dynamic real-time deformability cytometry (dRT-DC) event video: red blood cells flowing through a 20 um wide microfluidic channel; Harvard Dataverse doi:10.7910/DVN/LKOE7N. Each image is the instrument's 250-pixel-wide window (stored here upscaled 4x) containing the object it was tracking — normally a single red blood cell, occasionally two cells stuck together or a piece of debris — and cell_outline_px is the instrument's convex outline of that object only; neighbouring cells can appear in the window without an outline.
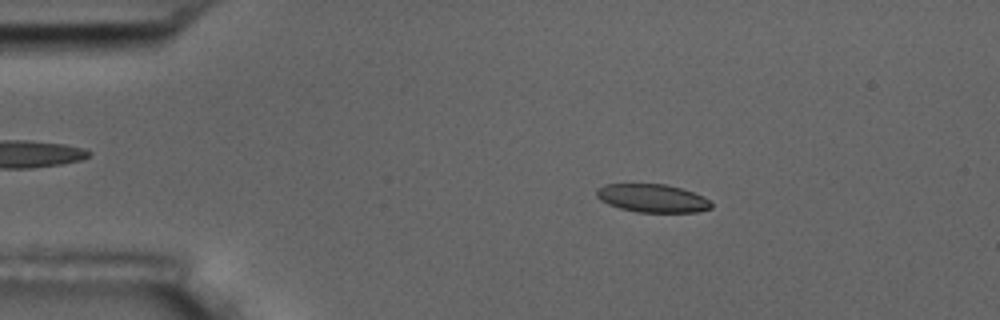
{"species": "common noctule bat (a hibernating species)", "species_latin": "Nyctalus noctula", "temperature_condition": "room temperature", "stored_images_in_passage": 56, "camera_frame_rate_fps": 3000, "um_per_image_px": 0.085, "animal": {"sex": "male", "body_mass_g": 17.5, "forearm_length_mm": 52.3}, "frame": {"image": 1, "passage_image": 10, "time_ms": 3.0, "image_size_px": [1000, 320], "cell_outline_px": [[712, 208], [696, 212], [636, 212], [620, 208], [608, 204], [600, 200], [596, 196], [596, 188], [604, 184], [664, 184], [680, 188], [704, 196], [712, 204]], "centroid_in_image_um": [55.42, 16.85], "position_along_channel_um": 29.6, "area_um2": 18.84}}
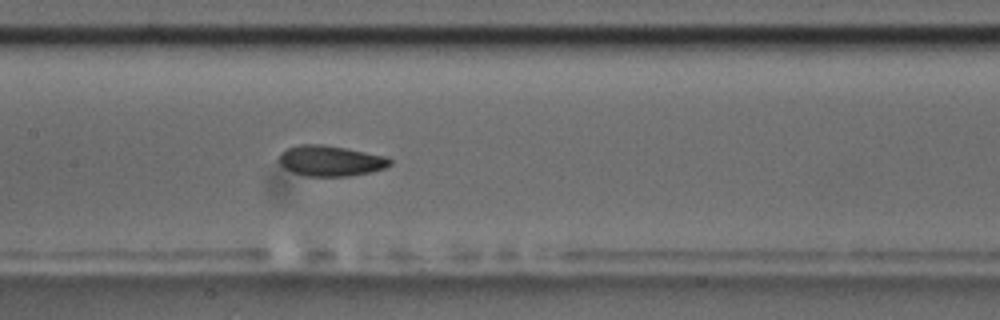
{"frame": {"image": 2, "passage_image": 27, "time_ms": 8.667, "image_size_px": [1000, 320], "cell_outline_px": [[392, 164], [384, 168], [368, 172], [348, 176], [304, 176], [292, 172], [284, 168], [280, 164], [280, 152], [288, 148], [300, 144], [320, 144], [344, 148], [388, 156], [392, 160]], "centroid_in_image_um": [28.09, 13.67], "position_along_channel_um": 179.3, "area_um2": 19.71}}
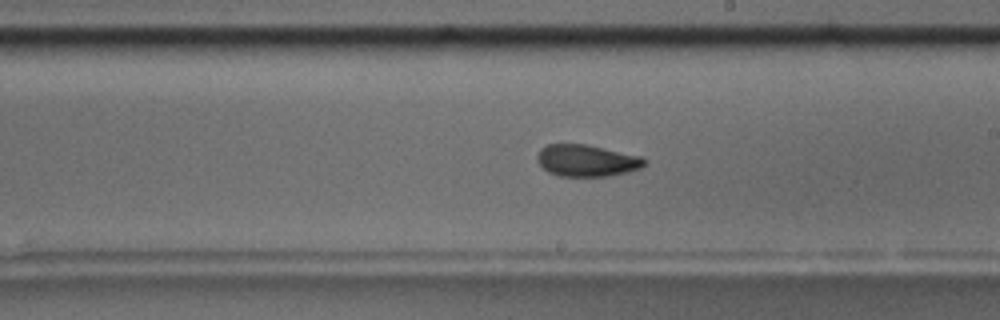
{"frame": {"image": 3, "passage_image": 32, "time_ms": 10.333, "image_size_px": [1000, 320], "cell_outline_px": [[648, 160], [640, 168], [628, 172], [608, 176], [560, 176], [548, 172], [536, 160], [536, 156], [540, 148], [548, 144], [584, 144], [604, 148], [640, 156]], "centroid_in_image_um": [49.85, 13.65], "position_along_channel_um": 239.2, "area_um2": 19.83}, "authors_computed_cell_mechanics": {"area_um2": 19.7965, "velocity_mm_per_s": 3.611, "shape_relaxation_time_tau1_ms": 7.9048, "shape_relaxation_time_tau2_ms": 1.5853, "deformation_change_tau1": 0.1485, "deformation_change_tau2": 0.0585}}